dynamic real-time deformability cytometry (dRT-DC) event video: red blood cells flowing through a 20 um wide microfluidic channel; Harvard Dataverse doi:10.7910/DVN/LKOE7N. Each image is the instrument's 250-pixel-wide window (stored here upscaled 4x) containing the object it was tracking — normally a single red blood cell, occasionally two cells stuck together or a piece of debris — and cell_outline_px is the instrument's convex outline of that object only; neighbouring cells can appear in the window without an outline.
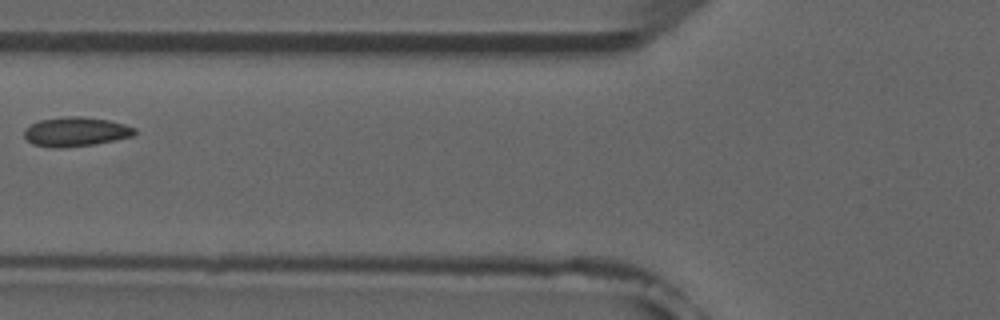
{"species": "common noctule bat (a hibernating species)", "species_latin": "Nyctalus noctula", "temperature_condition": "room temperature", "stored_images_in_passage": 2, "camera_frame_rate_fps": 3000, "um_per_image_px": 0.085, "animal": {"sex": "male", "forearm_length_mm": 52.5}, "frame": {"image": 1, "passage_image": 2, "time_ms": 1.333, "image_size_px": [1000, 320], "cell_outline_px": [[136, 132], [132, 136], [92, 144], [56, 148], [32, 144], [24, 136], [24, 128], [40, 120], [64, 116], [84, 116], [108, 120], [124, 124], [136, 128]], "centroid_in_image_um": [6.41, 11.18], "position_along_channel_um": 119.4, "area_um2": 18.67}}